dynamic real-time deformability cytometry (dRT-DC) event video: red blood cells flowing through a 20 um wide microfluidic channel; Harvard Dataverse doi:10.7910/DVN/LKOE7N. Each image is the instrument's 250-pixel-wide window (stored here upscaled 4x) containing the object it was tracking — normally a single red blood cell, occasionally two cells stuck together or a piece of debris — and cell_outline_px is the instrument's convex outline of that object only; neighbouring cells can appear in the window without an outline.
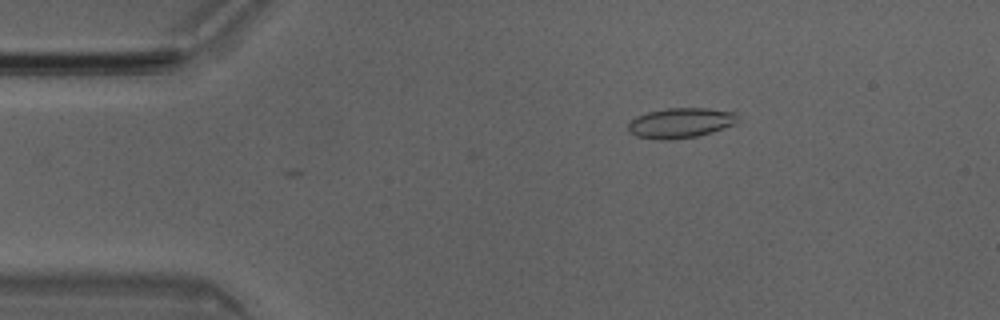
{"species": "Egyptian fruit bat (a non-hibernating species)", "species_latin": "Rousettus aegyptiacus", "temperature_condition": "room temperature", "stored_images_in_passage": 9, "camera_frame_rate_fps": 3000, "um_per_image_px": 0.085, "animal": {"sex": "male"}, "frame": {"image": 1, "passage_image": 8, "time_ms": 2.333, "image_size_px": [1000, 320], "cell_outline_px": [[736, 124], [712, 132], [696, 136], [668, 140], [660, 140], [636, 136], [628, 132], [628, 124], [636, 116], [648, 112], [664, 108], [708, 108], [736, 112]], "centroid_in_image_um": [57.83, 10.44], "position_along_channel_um": 27.2, "area_um2": 19.25}}